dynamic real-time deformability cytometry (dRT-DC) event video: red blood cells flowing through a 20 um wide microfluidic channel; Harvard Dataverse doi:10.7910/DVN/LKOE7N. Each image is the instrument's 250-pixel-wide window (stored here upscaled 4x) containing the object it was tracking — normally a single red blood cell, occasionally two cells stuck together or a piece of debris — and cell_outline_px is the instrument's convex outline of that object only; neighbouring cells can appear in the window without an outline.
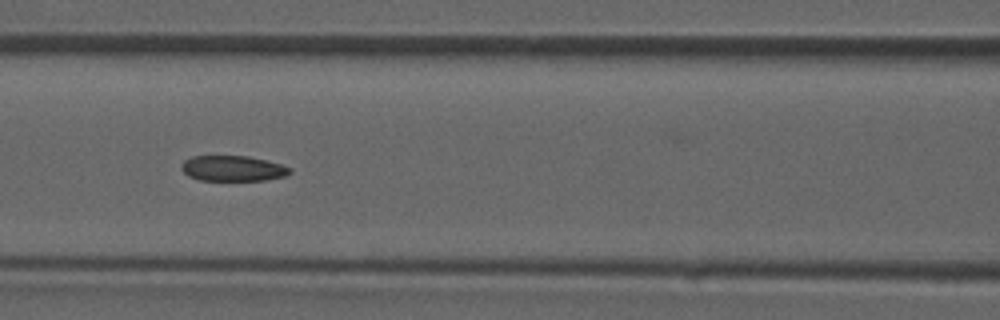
{"species": "common noctule bat (a hibernating species)", "species_latin": "Nyctalus noctula", "temperature_condition": "room temperature", "stored_images_in_passage": 46, "camera_frame_rate_fps": 3000, "um_per_image_px": 0.085, "animal": {"sex": "male", "forearm_length_mm": 52.5}, "frame": {"image": 1, "passage_image": 20, "time_ms": 6.333, "image_size_px": [1000, 320], "cell_outline_px": [[292, 172], [284, 176], [264, 180], [200, 180], [188, 176], [180, 168], [180, 164], [184, 160], [192, 156], [248, 156], [280, 164], [292, 168]], "centroid_in_image_um": [19.76, 14.31], "position_along_channel_um": 146.8, "area_um2": 16.07}}